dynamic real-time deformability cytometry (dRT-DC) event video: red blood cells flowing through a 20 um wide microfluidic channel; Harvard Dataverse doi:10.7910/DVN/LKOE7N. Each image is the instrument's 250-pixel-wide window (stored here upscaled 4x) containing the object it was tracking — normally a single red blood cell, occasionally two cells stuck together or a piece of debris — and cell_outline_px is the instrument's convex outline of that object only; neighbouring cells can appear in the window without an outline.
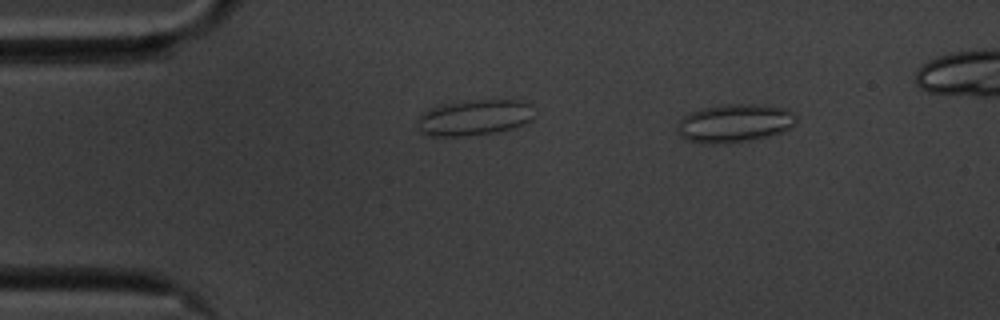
{"species": "common noctule bat (a hibernating species)", "species_latin": "Nyctalus noctula", "temperature_condition": "cold", "stored_images_in_passage": 40, "segment_of_instrument_passage": [1, 2], "camera_frame_rate_fps": 3000, "um_per_image_px": 0.085, "animal": {"sex": "male", "body_mass_g": 20.1, "forearm_length_mm": 53.5}, "frame": {"image": 1, "passage_image": 7, "time_ms": 2.0, "image_size_px": [1000, 320], "cell_outline_px": [[796, 120], [788, 128], [780, 132], [768, 136], [748, 140], [716, 144], [704, 144], [688, 140], [680, 136], [676, 128], [676, 124], [684, 116], [700, 108], [724, 104], [764, 104], [788, 108], [796, 116]], "centroid_in_image_um": [62.41, 10.45], "position_along_channel_um": 22.6, "area_um2": 26.59}}
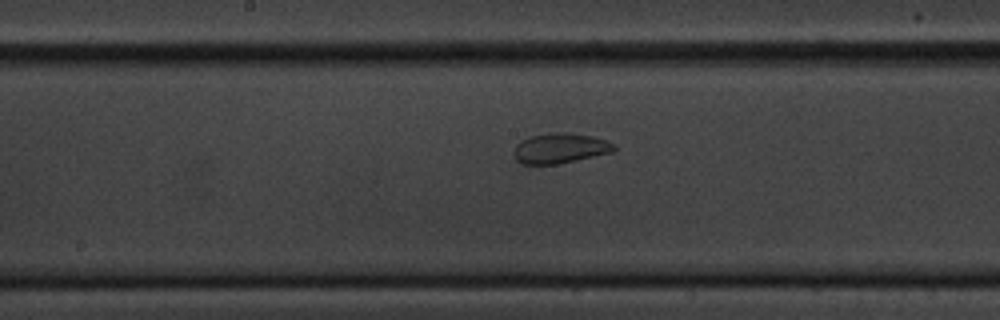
{"frame": {"image": 2, "passage_image": 22, "time_ms": 7.0, "image_size_px": [1000, 320], "cell_outline_px": [[616, 148], [612, 152], [576, 160], [556, 164], [520, 164], [516, 160], [512, 152], [516, 144], [520, 140], [528, 136], [552, 132], [568, 132], [592, 136], [616, 144]], "centroid_in_image_um": [47.55, 12.59], "position_along_channel_um": 200.6, "area_um2": 17.8}}
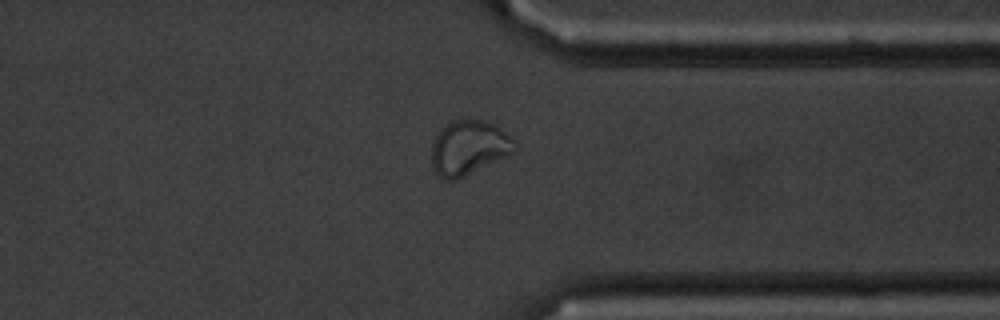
{"frame": {"image": 3, "passage_image": 37, "time_ms": 12.0, "image_size_px": [1000, 320], "cell_outline_px": [[520, 148], [456, 180], [444, 180], [432, 168], [432, 144], [436, 136], [452, 120], [468, 116], [492, 124], [500, 128]], "centroid_in_image_um": [39.82, 12.53], "position_along_channel_um": 371.6, "area_um2": 26.01}}